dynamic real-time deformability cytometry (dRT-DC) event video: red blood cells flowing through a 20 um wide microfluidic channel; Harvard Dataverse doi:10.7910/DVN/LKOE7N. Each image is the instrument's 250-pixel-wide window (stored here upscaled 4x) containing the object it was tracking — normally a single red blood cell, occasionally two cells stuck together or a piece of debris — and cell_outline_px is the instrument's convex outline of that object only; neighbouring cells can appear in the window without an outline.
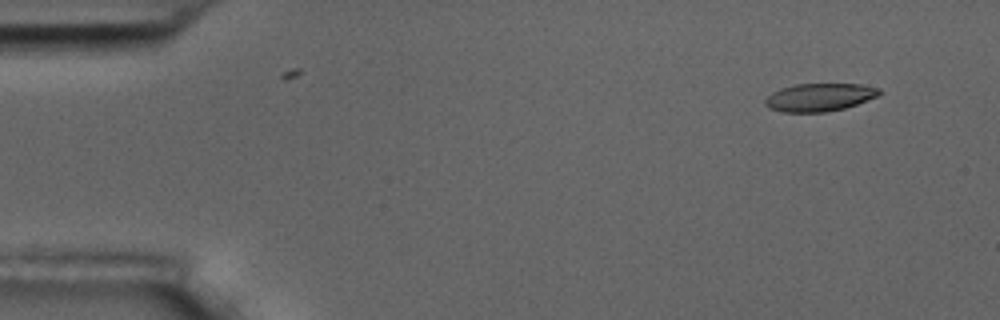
{"species": "common noctule bat (a hibernating species)", "species_latin": "Nyctalus noctula", "temperature_condition": "room temperature", "stored_images_in_passage": 6, "camera_frame_rate_fps": 3000, "um_per_image_px": 0.085, "animal": {"sex": "male", "body_mass_g": 17.5, "forearm_length_mm": 52.3}, "frame": {"image": 1, "passage_image": 2, "time_ms": 1.0, "image_size_px": [1000, 320], "cell_outline_px": [[884, 92], [876, 96], [856, 104], [844, 108], [824, 112], [780, 112], [768, 108], [764, 104], [764, 100], [772, 92], [780, 88], [796, 84], [860, 84], [880, 88]], "centroid_in_image_um": [69.62, 8.26], "position_along_channel_um": 15.4, "area_um2": 18.61}}